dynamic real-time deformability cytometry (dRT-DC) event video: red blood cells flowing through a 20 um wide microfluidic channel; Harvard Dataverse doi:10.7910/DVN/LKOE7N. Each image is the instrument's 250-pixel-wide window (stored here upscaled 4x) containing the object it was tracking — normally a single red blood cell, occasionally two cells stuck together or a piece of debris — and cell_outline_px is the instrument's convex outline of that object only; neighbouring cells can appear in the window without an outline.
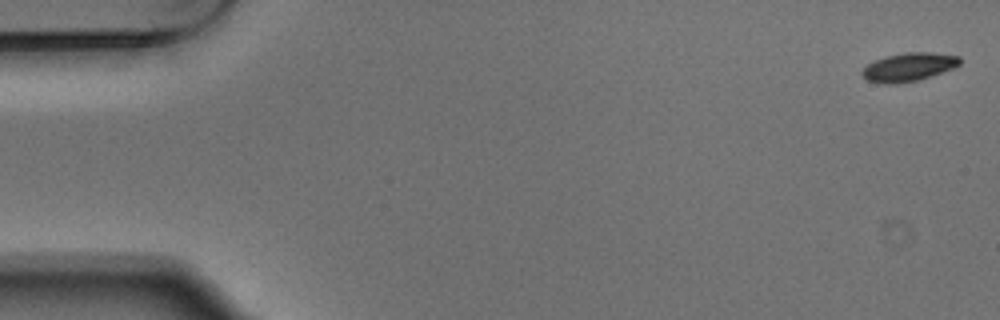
{"species": "Egyptian fruit bat (a non-hibernating species)", "species_latin": "Rousettus aegyptiacus", "temperature_condition": "warm", "stored_images_in_passage": 5, "camera_frame_rate_fps": 3000, "um_per_image_px": 0.085, "animal": {"sex": "male"}, "frame": {"image": 1, "passage_image": 1, "time_ms": 0.0, "image_size_px": [1000, 320], "cell_outline_px": [[960, 64], [952, 68], [916, 80], [892, 84], [884, 84], [868, 80], [860, 72], [868, 64], [884, 56], [908, 52], [932, 52], [960, 56]], "centroid_in_image_um": [77.22, 5.68], "position_along_channel_um": 7.8, "area_um2": 15.84}}
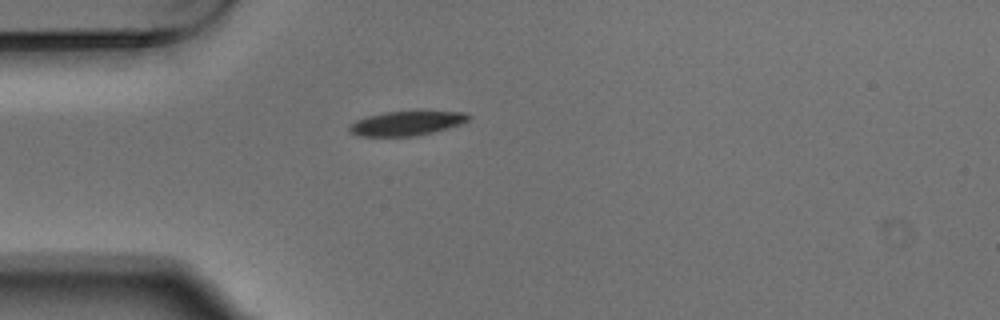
{"frame": {"image": 2, "passage_image": 5, "time_ms": 1.333, "image_size_px": [1000, 320], "cell_outline_px": [[472, 116], [468, 120], [460, 124], [448, 128], [416, 136], [356, 136], [348, 128], [356, 120], [368, 116], [384, 112], [464, 112]], "centroid_in_image_um": [34.55, 10.49], "position_along_channel_um": 50.4, "area_um2": 16.59}}